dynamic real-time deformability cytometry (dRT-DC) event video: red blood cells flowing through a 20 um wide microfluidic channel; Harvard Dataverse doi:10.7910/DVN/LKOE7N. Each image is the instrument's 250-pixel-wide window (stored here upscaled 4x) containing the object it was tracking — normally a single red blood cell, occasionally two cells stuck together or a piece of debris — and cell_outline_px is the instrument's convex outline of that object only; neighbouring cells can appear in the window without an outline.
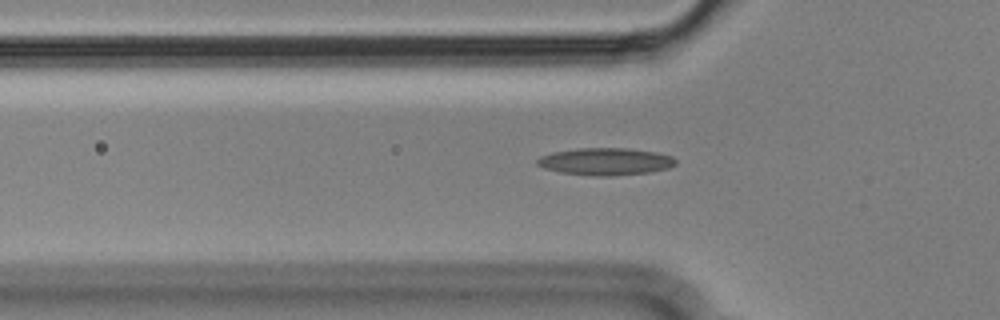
{"species": "Egyptian fruit bat (a non-hibernating species)", "species_latin": "Rousettus aegyptiacus", "temperature_condition": "cold", "stored_images_in_passage": 40, "camera_frame_rate_fps": 3000, "um_per_image_px": 0.085, "animal": {"sex": "male"}, "frame": {"image": 1, "passage_image": 2, "time_ms": 0.333, "image_size_px": [1000, 320], "cell_outline_px": [[676, 164], [668, 168], [652, 172], [608, 176], [596, 176], [560, 172], [544, 168], [536, 164], [536, 160], [540, 156], [552, 152], [576, 148], [628, 148], [656, 152], [672, 156], [676, 160]], "centroid_in_image_um": [51.46, 13.72], "position_along_channel_um": 74.3, "area_um2": 22.08}}
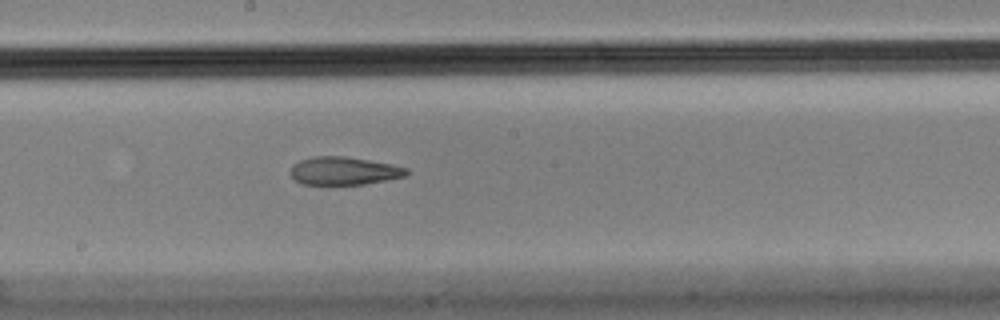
{"frame": {"image": 2, "passage_image": 14, "time_ms": 4.333, "image_size_px": [1000, 320], "cell_outline_px": [[408, 176], [364, 184], [304, 184], [296, 180], [292, 176], [292, 164], [300, 160], [312, 156], [344, 156], [392, 164], [408, 168]], "centroid_in_image_um": [29.27, 14.51], "position_along_channel_um": 218.9, "area_um2": 18.84}}
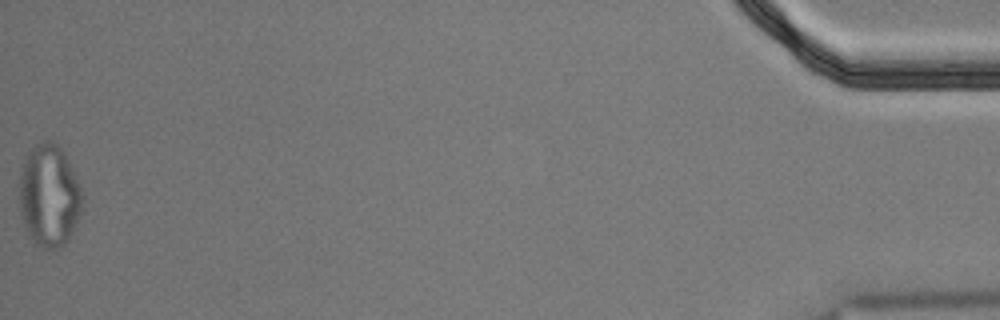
{"frame": {"image": 3, "passage_image": 40, "time_ms": 13.0, "image_size_px": [1000, 320], "cell_outline_px": [[84, 200], [80, 212], [68, 240], [64, 244], [56, 248], [44, 248], [36, 244], [28, 236], [20, 212], [20, 168], [32, 148], [36, 144], [44, 140], [52, 140], [64, 152], [68, 160], [84, 196]], "centroid_in_image_um": [4.17, 16.62], "position_along_channel_um": 431.0, "area_um2": 37.34}, "authors_computed_cell_mechanics": {"area_um2": 21.4727, "velocity_mm_per_s": 3.5884, "shape_relaxation_time_tau1_ms": null, "shape_relaxation_time_tau2_ms": 4.6497, "deformation_change_tau1": null, "deformation_change_tau2": 0.1417}}